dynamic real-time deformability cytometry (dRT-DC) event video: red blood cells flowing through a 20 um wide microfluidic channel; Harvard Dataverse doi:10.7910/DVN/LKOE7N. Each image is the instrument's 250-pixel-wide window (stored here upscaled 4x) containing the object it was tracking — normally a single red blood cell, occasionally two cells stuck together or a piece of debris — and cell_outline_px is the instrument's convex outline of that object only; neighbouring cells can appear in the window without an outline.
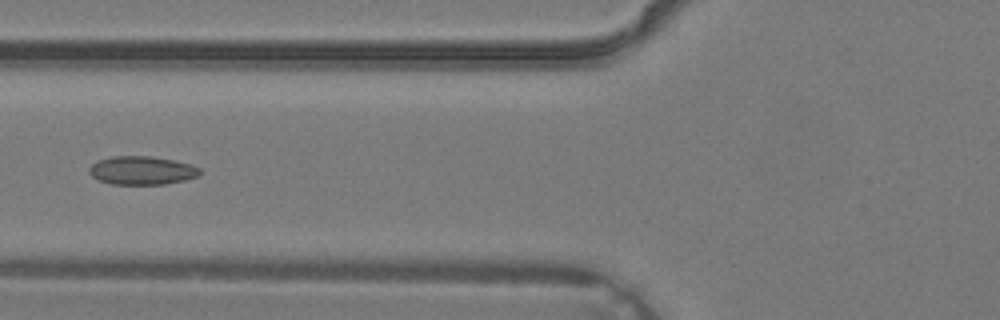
{"species": "common noctule bat (a hibernating species)", "species_latin": "Nyctalus noctula", "temperature_condition": "warm", "stored_images_in_passage": 4, "camera_frame_rate_fps": 3000, "um_per_image_px": 0.085, "animal": {"sex": "male", "body_mass_g": 19.2, "forearm_length_mm": 51.8}, "frame": {"image": 1, "passage_image": 4, "time_ms": 1.0, "image_size_px": [1000, 320], "cell_outline_px": [[200, 176], [184, 180], [164, 184], [112, 184], [100, 180], [92, 176], [88, 172], [88, 168], [96, 160], [112, 156], [152, 156], [192, 164], [200, 168]], "centroid_in_image_um": [12.05, 14.48], "position_along_channel_um": 113.7, "area_um2": 18.44}}